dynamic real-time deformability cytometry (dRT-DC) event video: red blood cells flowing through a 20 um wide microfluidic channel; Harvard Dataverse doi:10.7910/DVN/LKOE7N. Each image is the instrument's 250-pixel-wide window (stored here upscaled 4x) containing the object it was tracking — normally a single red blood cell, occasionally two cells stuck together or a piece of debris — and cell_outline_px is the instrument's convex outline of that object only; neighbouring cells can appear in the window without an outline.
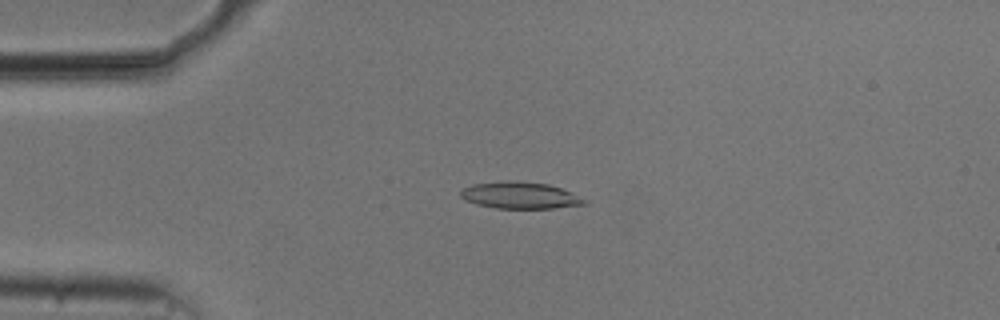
{"species": "common noctule bat (a hibernating species)", "species_latin": "Nyctalus noctula", "temperature_condition": "cold", "stored_images_in_passage": 53, "camera_frame_rate_fps": 3000, "um_per_image_px": 0.085, "animal": {"sex": "male", "body_mass_g": 20.5, "forearm_length_mm": 52.5}, "frame": {"image": 1, "passage_image": 12, "time_ms": 3.667, "image_size_px": [1000, 320], "cell_outline_px": [[588, 204], [556, 208], [496, 208], [476, 204], [464, 200], [460, 196], [460, 192], [464, 188], [472, 184], [512, 180], [548, 184], [560, 188], [588, 200]], "centroid_in_image_um": [44.2, 16.61], "position_along_channel_um": 40.8, "area_um2": 19.25}}
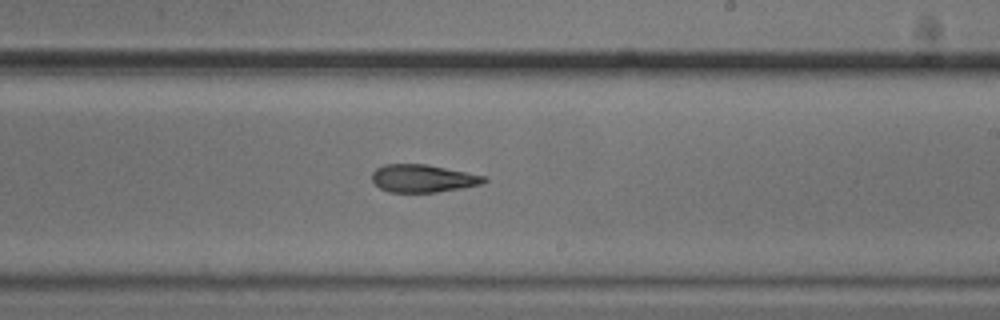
{"frame": {"image": 2, "passage_image": 31, "time_ms": 10.0, "image_size_px": [1000, 320], "cell_outline_px": [[488, 180], [480, 184], [460, 188], [436, 192], [388, 192], [380, 188], [372, 180], [372, 172], [376, 168], [384, 164], [424, 164], [488, 176]], "centroid_in_image_um": [35.94, 15.16], "position_along_channel_um": 253.1, "area_um2": 18.03}}
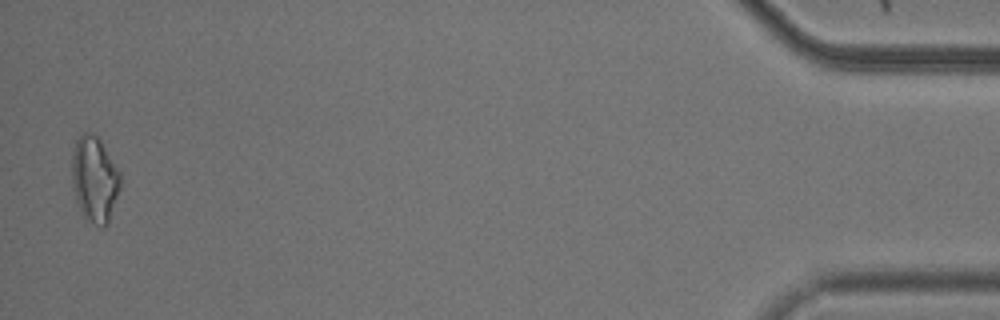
{"frame": {"image": 3, "passage_image": 52, "time_ms": 17.0, "image_size_px": [1000, 320], "cell_outline_px": [[120, 188], [108, 224], [104, 228], [100, 228], [84, 220], [76, 200], [72, 180], [72, 152], [76, 140], [80, 132], [92, 132], [100, 140], [120, 172]], "centroid_in_image_um": [8.03, 15.27], "position_along_channel_um": 427.2, "area_um2": 24.51}, "authors_computed_cell_mechanics": {"area_um2": 19.1318, "velocity_mm_per_s": 3.7533, "shape_relaxation_time_tau1_ms": 8.6947, "shape_relaxation_time_tau2_ms": 4.1129, "deformation_change_tau1": 0.2082, "deformation_change_tau2": 0.1253}}